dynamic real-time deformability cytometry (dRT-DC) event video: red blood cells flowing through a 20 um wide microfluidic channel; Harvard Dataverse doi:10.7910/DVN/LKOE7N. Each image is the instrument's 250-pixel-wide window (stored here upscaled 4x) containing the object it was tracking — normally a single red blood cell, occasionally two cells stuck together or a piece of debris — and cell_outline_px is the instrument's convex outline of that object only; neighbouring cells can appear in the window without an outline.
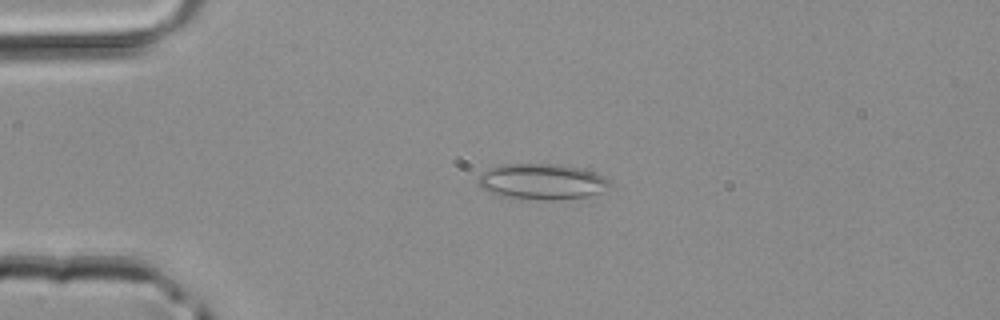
{"species": "common noctule bat (a hibernating species)", "species_latin": "Nyctalus noctula", "temperature_condition": "room temperature", "stored_images_in_passage": 3, "camera_frame_rate_fps": 3000, "um_per_image_px": 0.085, "animal": {"sex": "male", "body_mass_g": 20.4}, "frame": {"image": 1, "passage_image": 2, "time_ms": 0.333, "image_size_px": [1000, 320], "cell_outline_px": [[612, 184], [600, 192], [588, 196], [548, 200], [500, 196], [488, 192], [480, 184], [476, 176], [480, 172], [488, 168], [500, 164], [556, 164], [580, 168], [604, 176], [612, 180]], "centroid_in_image_um": [46.04, 15.42], "position_along_channel_um": 39.0, "area_um2": 27.4}}